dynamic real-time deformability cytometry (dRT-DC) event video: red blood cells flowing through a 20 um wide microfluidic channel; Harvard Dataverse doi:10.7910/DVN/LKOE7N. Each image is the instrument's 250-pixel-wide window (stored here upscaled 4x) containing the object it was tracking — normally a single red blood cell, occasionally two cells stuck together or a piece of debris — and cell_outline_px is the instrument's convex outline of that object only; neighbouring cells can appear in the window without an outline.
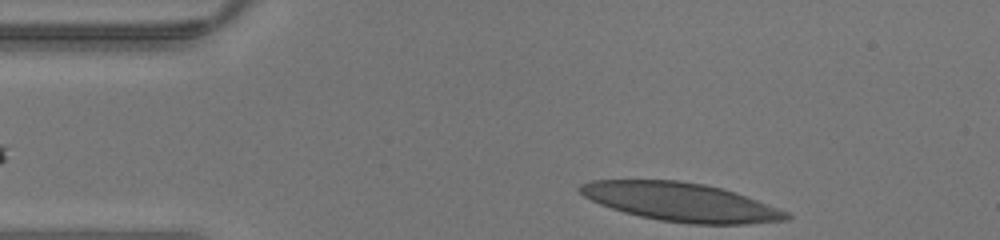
{"species": "human", "species_latin": "Homo sapiens", "temperature_condition": "warm", "stored_images_in_passage": 27, "camera_frame_rate_fps": 3000, "um_per_image_px": 0.085, "donor": {"sex": "male"}, "frame": {"image": 1, "passage_image": 1, "time_ms": 0.0, "image_size_px": [1000, 240], "cell_outline_px": [[792, 216], [788, 220], [744, 224], [692, 224], [660, 220], [640, 216], [624, 212], [600, 204], [584, 196], [576, 188], [580, 184], [592, 180], [676, 180], [704, 184], [736, 192], [788, 212]], "centroid_in_image_um": [57.87, 17.17], "position_along_channel_um": 27.1, "area_um2": 46.12}}
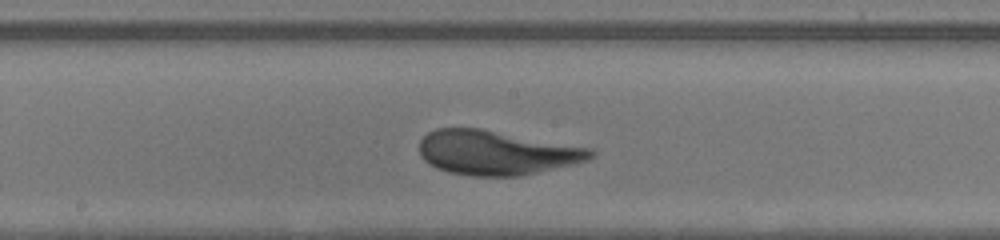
{"frame": {"image": 2, "passage_image": 16, "time_ms": 5.0, "image_size_px": [1000, 240], "cell_outline_px": [[596, 152], [588, 160], [572, 164], [520, 176], [472, 176], [448, 172], [436, 168], [428, 164], [420, 156], [420, 140], [428, 132], [436, 128], [480, 128], [592, 148]], "centroid_in_image_um": [42.17, 12.97], "position_along_channel_um": 206.0, "area_um2": 44.33}}
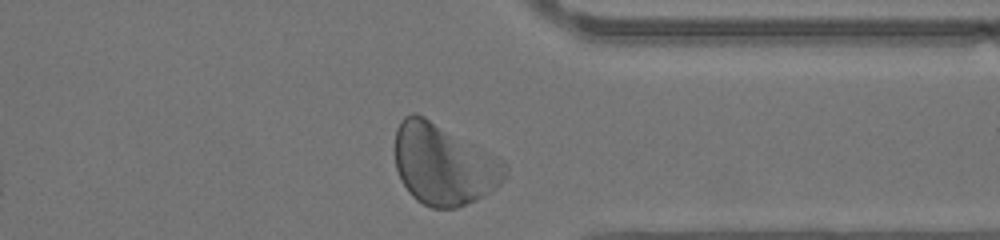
{"frame": {"image": 3, "passage_image": 27, "time_ms": 8.667, "image_size_px": [1000, 240], "cell_outline_px": [[508, 168], [500, 184], [496, 188], [484, 196], [476, 200], [456, 208], [432, 208], [416, 200], [408, 192], [400, 180], [396, 168], [396, 128], [400, 120], [404, 116], [412, 112], [416, 112], [424, 116], [504, 160]], "centroid_in_image_um": [37.69, 13.98], "position_along_channel_um": 373.7, "area_um2": 51.96}}